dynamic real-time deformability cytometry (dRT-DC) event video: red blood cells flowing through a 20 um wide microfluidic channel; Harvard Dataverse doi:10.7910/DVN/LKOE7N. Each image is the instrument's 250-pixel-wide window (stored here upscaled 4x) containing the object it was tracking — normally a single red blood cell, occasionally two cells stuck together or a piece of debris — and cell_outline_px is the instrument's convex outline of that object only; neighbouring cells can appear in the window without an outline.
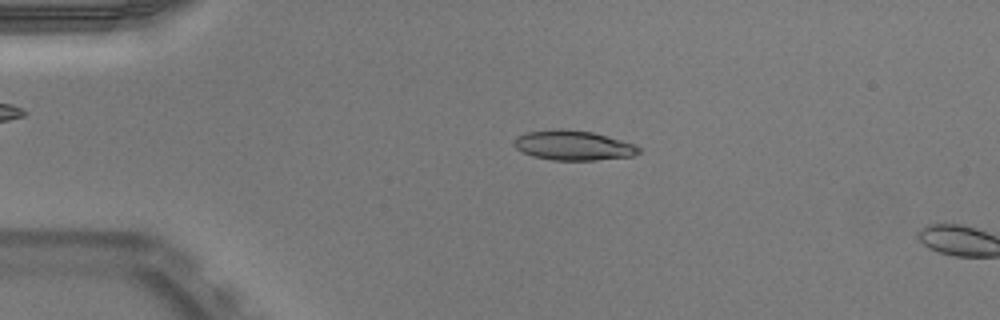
{"species": "Egyptian fruit bat (a non-hibernating species)", "species_latin": "Rousettus aegyptiacus", "temperature_condition": "warm", "stored_images_in_passage": 8, "camera_frame_rate_fps": 3000, "um_per_image_px": 0.085, "animal": {"sex": "male"}, "frame": {"image": 1, "passage_image": 6, "time_ms": 1.667, "image_size_px": [1000, 320], "cell_outline_px": [[640, 152], [632, 156], [596, 160], [552, 160], [532, 156], [516, 148], [512, 144], [516, 136], [528, 132], [552, 128], [564, 128], [592, 132], [608, 136], [636, 144], [640, 148]], "centroid_in_image_um": [48.72, 12.34], "position_along_channel_um": 36.3, "area_um2": 21.85}}